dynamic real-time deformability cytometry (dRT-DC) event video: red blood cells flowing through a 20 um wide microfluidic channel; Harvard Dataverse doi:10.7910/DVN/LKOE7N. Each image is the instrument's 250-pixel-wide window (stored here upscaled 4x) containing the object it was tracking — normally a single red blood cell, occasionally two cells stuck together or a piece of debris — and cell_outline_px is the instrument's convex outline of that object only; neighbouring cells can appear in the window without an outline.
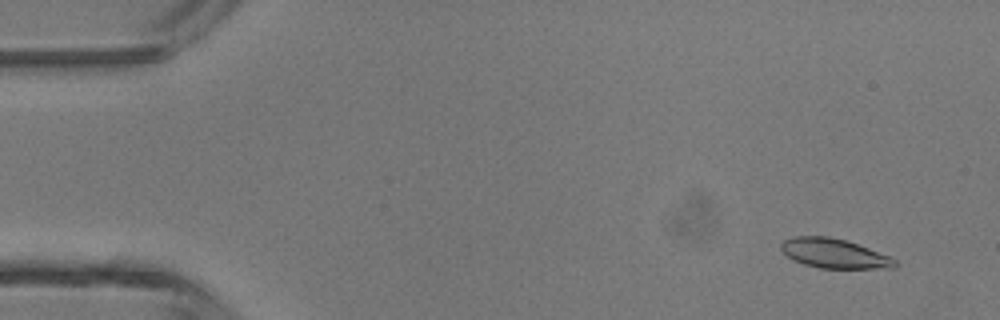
{"species": "common noctule bat (a hibernating species)", "species_latin": "Nyctalus noctula", "temperature_condition": "room temperature", "stored_images_in_passage": 48, "camera_frame_rate_fps": 3000, "um_per_image_px": 0.085, "animal": {"sex": "male", "body_mass_g": 13.3}, "frame": {"image": 1, "passage_image": 4, "time_ms": 1.0, "image_size_px": [1000, 320], "cell_outline_px": [[900, 264], [896, 268], [820, 268], [804, 264], [792, 260], [780, 248], [780, 244], [784, 240], [792, 236], [828, 236], [844, 240], [868, 248], [888, 256], [896, 260]], "centroid_in_image_um": [70.9, 21.55], "position_along_channel_um": 14.1, "area_um2": 19.48}}
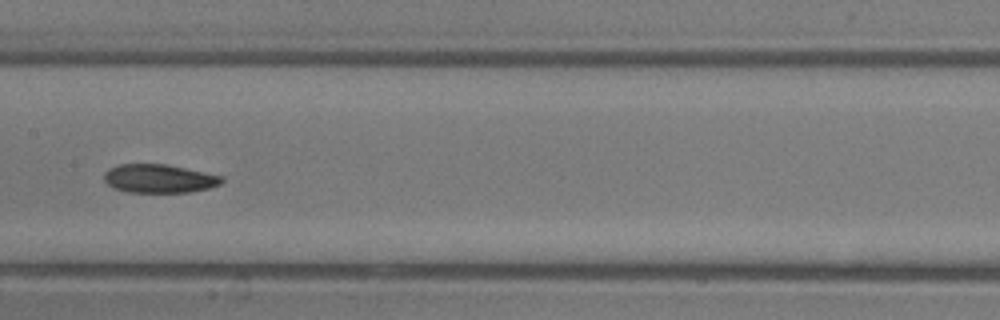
{"frame": {"image": 2, "passage_image": 24, "time_ms": 7.667, "image_size_px": [1000, 320], "cell_outline_px": [[224, 180], [220, 184], [208, 188], [188, 192], [128, 192], [112, 188], [104, 180], [104, 172], [108, 168], [120, 164], [168, 164], [224, 176]], "centroid_in_image_um": [13.52, 15.17], "position_along_channel_um": 193.9, "area_um2": 19.71}}
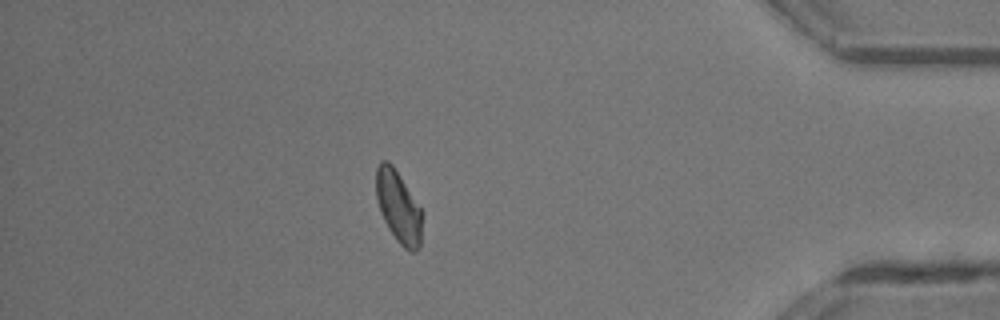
{"frame": {"image": 3, "passage_image": 41, "time_ms": 13.333, "image_size_px": [1000, 320], "cell_outline_px": [[424, 212], [420, 244], [416, 252], [412, 252], [404, 248], [396, 240], [388, 228], [380, 212], [376, 196], [376, 168], [380, 160], [388, 160], [392, 164]], "centroid_in_image_um": [33.88, 17.59], "position_along_channel_um": 401.3, "area_um2": 19.59}, "authors_computed_cell_mechanics": {"area_um2": 19.7098, "velocity_mm_per_s": 4.4271, "shape_relaxation_time_tau1_ms": null, "shape_relaxation_time_tau2_ms": 10.8661, "deformation_change_tau1": null, "deformation_change_tau2": 0.2069}}